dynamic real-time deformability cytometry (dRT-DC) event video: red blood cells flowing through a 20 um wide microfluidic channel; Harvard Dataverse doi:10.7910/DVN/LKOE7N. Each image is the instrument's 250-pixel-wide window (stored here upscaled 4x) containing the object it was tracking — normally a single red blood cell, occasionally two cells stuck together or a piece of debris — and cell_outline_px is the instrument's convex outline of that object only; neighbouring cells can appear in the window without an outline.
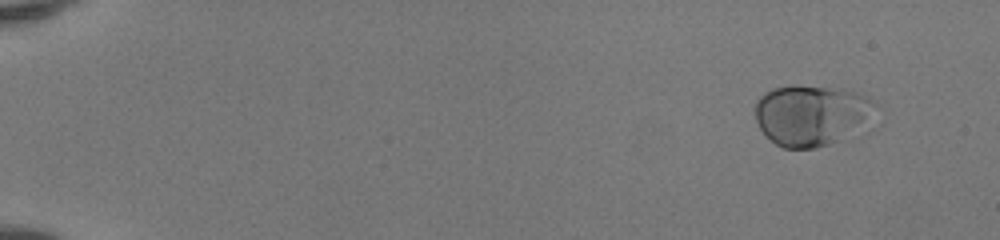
{"species": "human", "species_latin": "Homo sapiens", "temperature_condition": "room temperature", "stored_images_in_passage": 52, "camera_frame_rate_fps": 3000, "um_per_image_px": 0.085, "donor": {"sex": "female"}, "frame": {"image": 1, "passage_image": 5, "time_ms": 1.333, "image_size_px": [1000, 240], "cell_outline_px": [[880, 104], [844, 140], [816, 148], [784, 148], [776, 144], [764, 136], [756, 120], [756, 100], [764, 92], [776, 88], [796, 84], [840, 88], [856, 92], [876, 100]], "centroid_in_image_um": [68.93, 9.76], "position_along_channel_um": 16.1, "area_um2": 42.71}}
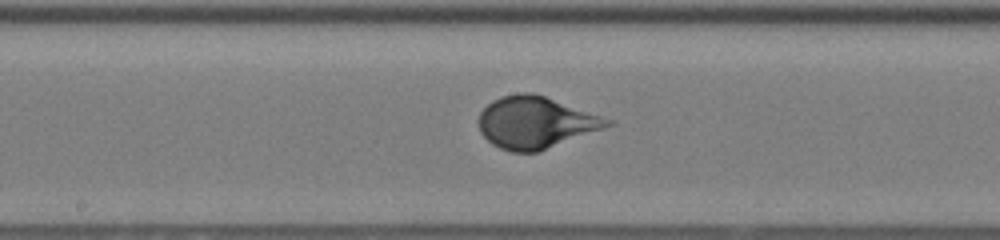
{"frame": {"image": 2, "passage_image": 30, "time_ms": 9.667, "image_size_px": [1000, 240], "cell_outline_px": [[616, 124], [536, 152], [512, 152], [500, 148], [492, 144], [480, 132], [480, 112], [492, 100], [500, 96], [520, 92], [532, 92], [544, 96], [612, 120]], "centroid_in_image_um": [45.51, 10.4], "position_along_channel_um": 202.7, "area_um2": 38.38}}
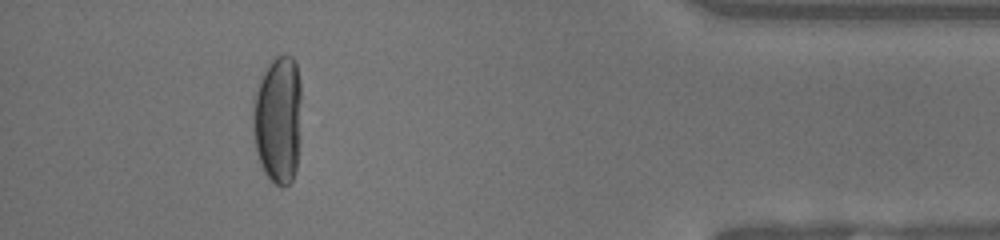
{"frame": {"image": 3, "passage_image": 48, "time_ms": 15.667, "image_size_px": [1000, 240], "cell_outline_px": [[300, 100], [296, 172], [292, 180], [284, 188], [276, 184], [264, 172], [260, 164], [256, 152], [252, 132], [252, 100], [260, 80], [268, 64], [276, 56], [292, 56], [296, 60], [300, 80]], "centroid_in_image_um": [23.6, 10.15], "position_along_channel_um": 411.6, "area_um2": 36.36}, "authors_computed_cell_mechanics": {"area_um2": 38.7549, "velocity_mm_per_s": 4.1193, "shape_relaxation_time_tau1_ms": 4.9103, "shape_relaxation_time_tau2_ms": null, "deformation_change_tau1": 0.2306, "deformation_change_tau2": null}}